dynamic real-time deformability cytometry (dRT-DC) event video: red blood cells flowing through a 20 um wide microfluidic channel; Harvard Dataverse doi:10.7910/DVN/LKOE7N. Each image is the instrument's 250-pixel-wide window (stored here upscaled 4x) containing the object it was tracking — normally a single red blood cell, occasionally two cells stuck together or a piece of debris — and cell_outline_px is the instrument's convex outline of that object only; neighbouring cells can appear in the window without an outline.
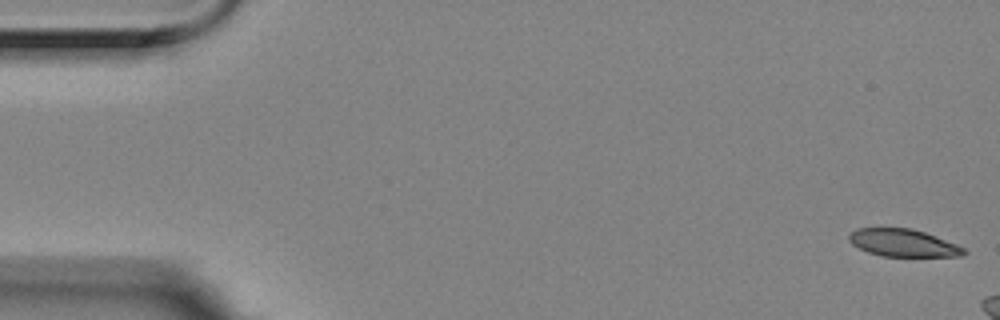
{"species": "Egyptian fruit bat (a non-hibernating species)", "species_latin": "Rousettus aegyptiacus", "temperature_condition": "room temperature", "stored_images_in_passage": 4, "camera_frame_rate_fps": 3000, "um_per_image_px": 0.085, "animal": {"sex": "female"}, "frame": {"image": 1, "passage_image": 1, "time_ms": 0.0, "image_size_px": [1000, 320], "cell_outline_px": [[968, 252], [964, 256], [880, 256], [868, 252], [852, 244], [848, 240], [848, 236], [856, 228], [912, 228], [936, 236], [956, 244], [964, 248]], "centroid_in_image_um": [76.77, 20.65], "position_along_channel_um": 8.2, "area_um2": 18.38}}